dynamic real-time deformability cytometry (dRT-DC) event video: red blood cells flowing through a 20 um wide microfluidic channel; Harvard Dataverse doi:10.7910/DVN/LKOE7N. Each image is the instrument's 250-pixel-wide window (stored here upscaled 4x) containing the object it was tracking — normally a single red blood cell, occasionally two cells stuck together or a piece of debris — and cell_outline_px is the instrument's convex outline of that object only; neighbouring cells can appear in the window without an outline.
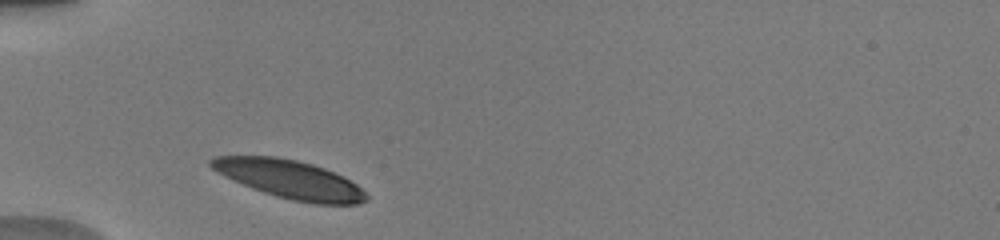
{"species": "human", "species_latin": "Homo sapiens", "temperature_condition": "warm", "stored_images_in_passage": 5, "camera_frame_rate_fps": 3000, "um_per_image_px": 0.085, "donor": {"sex": "male"}, "frame": {"image": 1, "passage_image": 1, "time_ms": 0.0, "image_size_px": [1000, 240], "cell_outline_px": [[368, 200], [360, 204], [316, 204], [292, 200], [276, 196], [252, 188], [224, 176], [212, 168], [208, 164], [208, 160], [216, 156], [276, 156], [296, 160], [312, 164], [324, 168], [344, 176], [356, 184], [368, 196]], "centroid_in_image_um": [24.64, 15.24], "position_along_channel_um": 60.4, "area_um2": 34.62}}
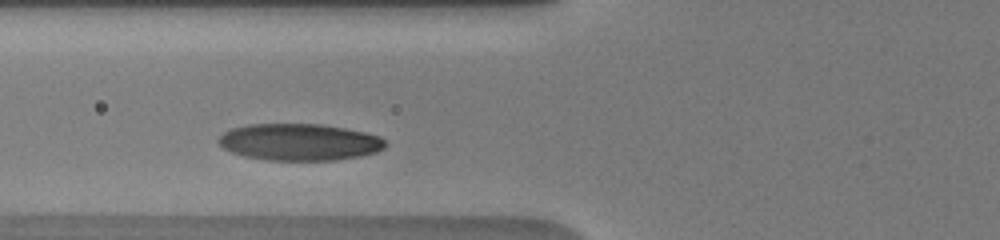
{"frame": {"image": 2, "passage_image": 3, "time_ms": 1.333, "image_size_px": [1000, 240], "cell_outline_px": [[388, 144], [384, 148], [376, 152], [360, 156], [332, 160], [264, 160], [244, 156], [232, 152], [224, 148], [216, 140], [224, 132], [232, 128], [248, 124], [320, 124], [344, 128], [364, 132], [380, 136]], "centroid_in_image_um": [25.44, 12.07], "position_along_channel_um": 100.4, "area_um2": 35.78}}